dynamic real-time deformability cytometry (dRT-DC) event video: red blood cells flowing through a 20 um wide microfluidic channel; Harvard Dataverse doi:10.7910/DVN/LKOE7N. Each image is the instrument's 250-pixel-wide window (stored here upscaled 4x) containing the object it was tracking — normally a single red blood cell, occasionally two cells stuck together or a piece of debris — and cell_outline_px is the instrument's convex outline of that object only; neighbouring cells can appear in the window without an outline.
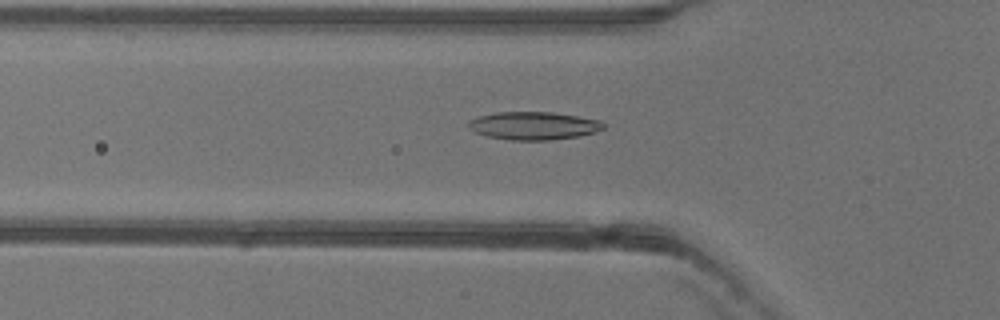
{"species": "common noctule bat (a hibernating species)", "species_latin": "Nyctalus noctula", "temperature_condition": "warm", "stored_images_in_passage": 47, "camera_frame_rate_fps": 3000, "um_per_image_px": 0.085, "animal": {"sex": "female"}, "frame": {"image": 1, "passage_image": 17, "time_ms": 5.333, "image_size_px": [1000, 320], "cell_outline_px": [[604, 128], [580, 136], [552, 140], [508, 140], [484, 136], [468, 128], [468, 120], [480, 116], [496, 112], [552, 112], [600, 120], [604, 124]], "centroid_in_image_um": [45.31, 10.69], "position_along_channel_um": 80.5, "area_um2": 22.02}}
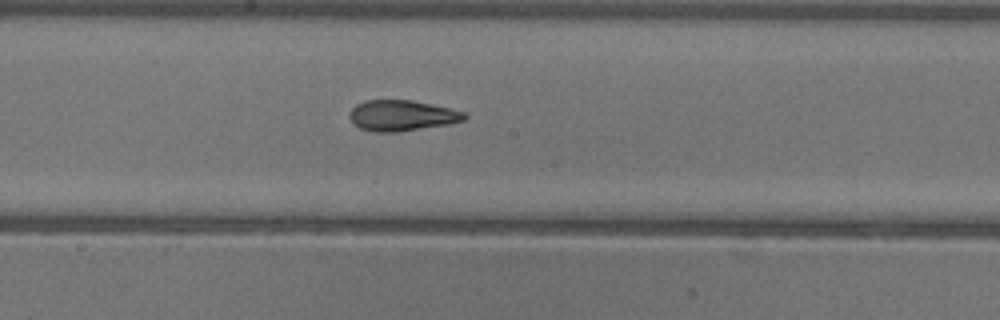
{"frame": {"image": 2, "passage_image": 27, "time_ms": 8.667, "image_size_px": [1000, 320], "cell_outline_px": [[468, 116], [464, 120], [448, 124], [400, 132], [372, 132], [360, 128], [352, 124], [348, 116], [352, 108], [356, 104], [364, 100], [412, 100], [452, 108], [464, 112]], "centroid_in_image_um": [34.13, 9.82], "position_along_channel_um": 214.1, "area_um2": 20.87}}
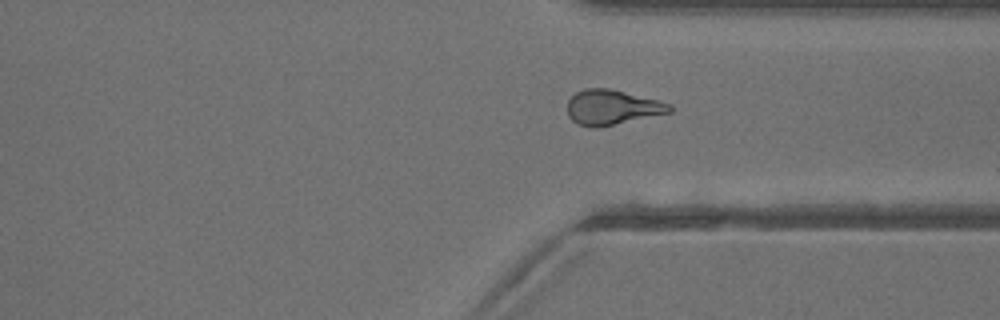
{"frame": {"image": 3, "passage_image": 38, "time_ms": 12.333, "image_size_px": [1000, 320], "cell_outline_px": [[672, 112], [600, 128], [592, 128], [576, 124], [568, 116], [568, 100], [576, 92], [584, 88], [608, 88], [660, 100], [672, 104]], "centroid_in_image_um": [52.04, 9.13], "position_along_channel_um": 359.4, "area_um2": 21.15}}